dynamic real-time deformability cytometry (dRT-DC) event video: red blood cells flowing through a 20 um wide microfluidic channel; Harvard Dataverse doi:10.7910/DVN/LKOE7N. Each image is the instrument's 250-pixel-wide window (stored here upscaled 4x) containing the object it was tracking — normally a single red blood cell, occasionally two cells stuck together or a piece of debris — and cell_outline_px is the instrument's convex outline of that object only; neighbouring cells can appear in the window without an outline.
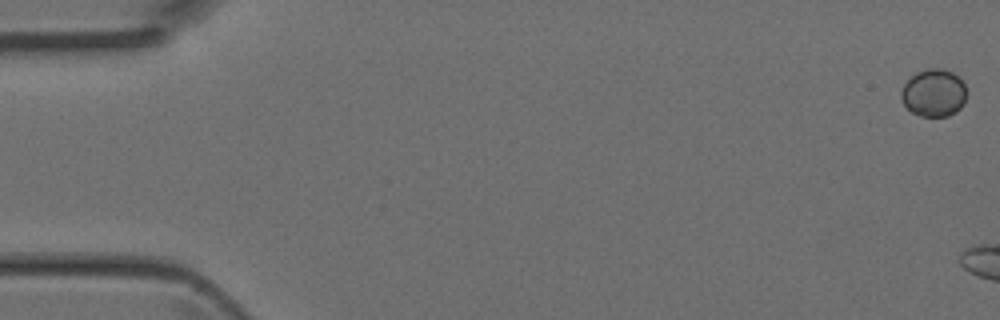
{"species": "Egyptian fruit bat (a non-hibernating species)", "species_latin": "Rousettus aegyptiacus", "temperature_condition": "room temperature", "stored_images_in_passage": 6, "camera_frame_rate_fps": 3000, "um_per_image_px": 0.085, "animal": {"sex": "female"}, "frame": {"image": 1, "passage_image": 1, "time_ms": 0.0, "image_size_px": [1000, 320], "cell_outline_px": [[964, 104], [956, 112], [948, 116], [920, 116], [912, 112], [904, 104], [900, 96], [900, 92], [904, 84], [916, 72], [928, 68], [940, 68], [952, 72], [960, 76], [964, 84]], "centroid_in_image_um": [79.36, 7.89], "position_along_channel_um": 5.6, "area_um2": 18.09}}
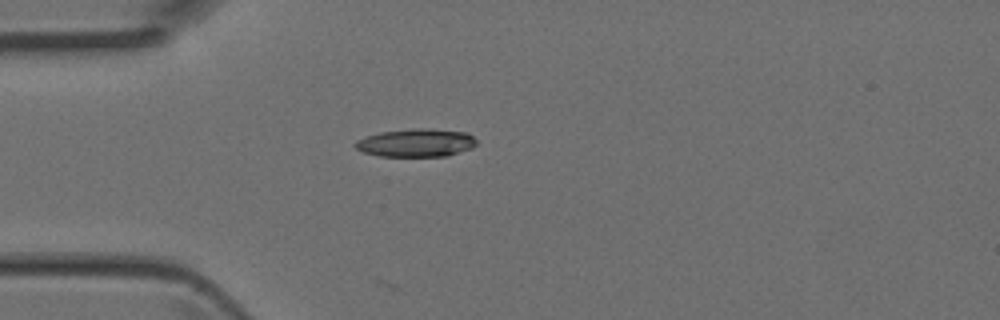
{"frame": {"image": 2, "passage_image": 6, "time_ms": 1.667, "image_size_px": [1000, 320], "cell_outline_px": [[476, 144], [472, 148], [448, 156], [380, 156], [364, 152], [356, 148], [352, 144], [356, 140], [380, 132], [412, 128], [424, 128], [468, 132], [476, 140]], "centroid_in_image_um": [35.38, 12.13], "position_along_channel_um": 49.6, "area_um2": 19.88}}